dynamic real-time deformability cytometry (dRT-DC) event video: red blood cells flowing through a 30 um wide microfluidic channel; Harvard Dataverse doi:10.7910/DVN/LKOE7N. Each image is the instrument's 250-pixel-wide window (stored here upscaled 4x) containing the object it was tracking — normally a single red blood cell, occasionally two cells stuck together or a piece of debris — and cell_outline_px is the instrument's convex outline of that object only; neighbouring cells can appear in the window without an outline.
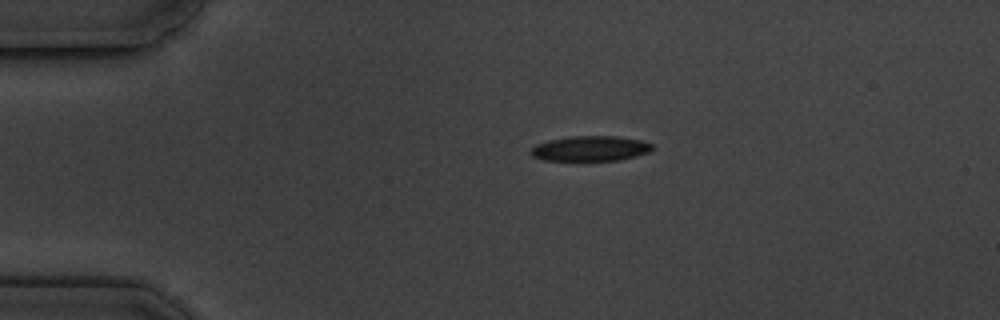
{"species": "common noctule bat (a hibernating species)", "species_latin": "Nyctalus noctula", "temperature_condition": "cold", "stored_images_in_passage": 13, "camera_frame_rate_fps": 3000, "um_per_image_px": 0.085, "animal": {"sex": "male", "body_mass_g": 19.5, "forearm_length_mm": 54.6}, "frame": {"image": 1, "passage_image": 1, "time_ms": 0.0, "image_size_px": [1000, 320], "cell_outline_px": [[652, 148], [648, 152], [636, 156], [620, 160], [544, 160], [532, 156], [528, 152], [536, 144], [548, 140], [572, 136], [616, 136], [640, 140], [652, 144]], "centroid_in_image_um": [50.15, 12.62], "position_along_channel_um": 34.9, "area_um2": 17.69}}
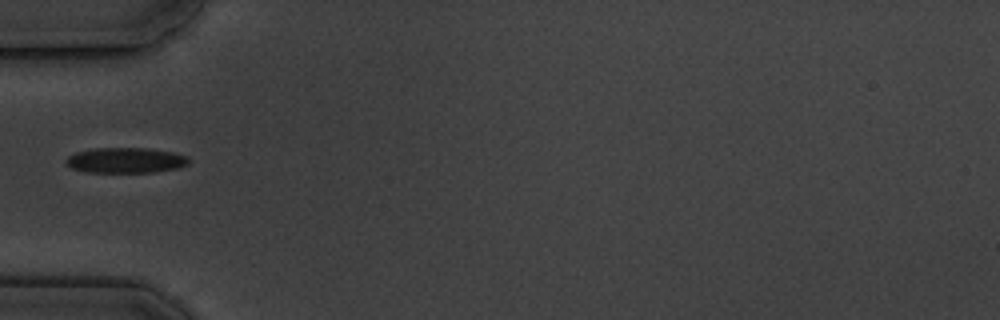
{"frame": {"image": 2, "passage_image": 3, "time_ms": 2.333, "image_size_px": [1000, 320], "cell_outline_px": [[188, 164], [180, 168], [152, 172], [88, 172], [72, 168], [64, 160], [68, 156], [76, 152], [92, 148], [148, 148], [172, 152], [188, 156]], "centroid_in_image_um": [10.69, 13.62], "position_along_channel_um": 74.3, "area_um2": 18.15}}
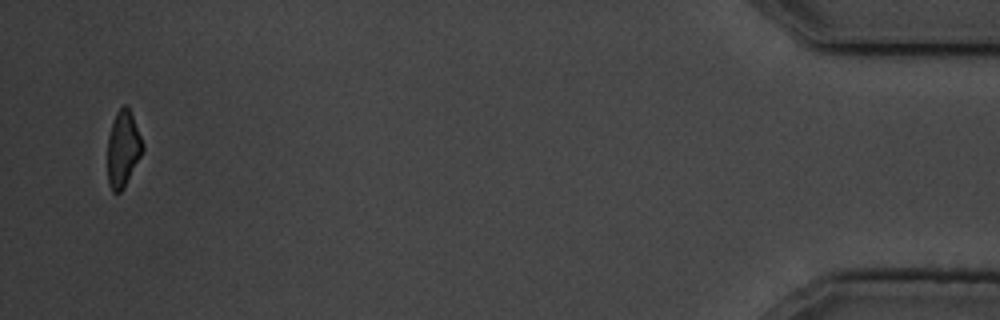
{"frame": {"image": 3, "passage_image": 13, "time_ms": 14.667, "image_size_px": [1000, 320], "cell_outline_px": [[144, 148], [124, 188], [120, 192], [112, 192], [108, 184], [108, 136], [116, 112], [124, 104], [128, 104], [144, 144]], "centroid_in_image_um": [10.46, 12.63], "position_along_channel_um": 424.7, "area_um2": 15.55}, "authors_computed_cell_mechanics": {"area_um2": 17.6868, "velocity_mm_per_s": 3.5019, "shape_relaxation_time_tau1_ms": 5.0155, "shape_relaxation_time_tau2_ms": 2.5738, "deformation_change_tau1": 0.1411, "deformation_change_tau2": 0.1005}}